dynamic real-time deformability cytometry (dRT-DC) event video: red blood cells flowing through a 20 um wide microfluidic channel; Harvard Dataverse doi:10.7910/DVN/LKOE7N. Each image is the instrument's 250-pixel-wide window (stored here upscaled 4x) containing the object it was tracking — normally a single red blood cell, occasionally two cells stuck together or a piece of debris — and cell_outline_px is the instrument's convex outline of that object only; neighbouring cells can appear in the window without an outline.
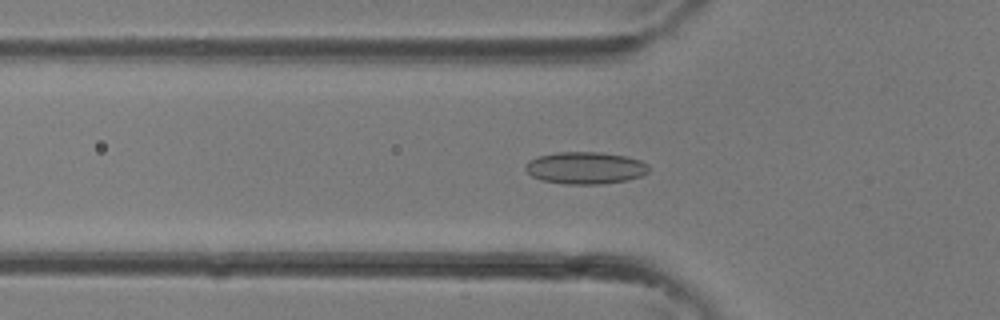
{"species": "common noctule bat (a hibernating species)", "species_latin": "Nyctalus noctula", "temperature_condition": "room temperature", "stored_images_in_passage": 30, "camera_frame_rate_fps": 3000, "um_per_image_px": 0.085, "animal": {"sex": "female"}, "frame": {"image": 1, "passage_image": 7, "time_ms": 2.0, "image_size_px": [1000, 320], "cell_outline_px": [[648, 172], [640, 176], [628, 180], [600, 184], [564, 184], [540, 180], [532, 176], [524, 168], [524, 164], [528, 160], [536, 156], [560, 152], [600, 152], [628, 156], [640, 160], [648, 164]], "centroid_in_image_um": [49.73, 14.27], "position_along_channel_um": 76.1, "area_um2": 23.29}}
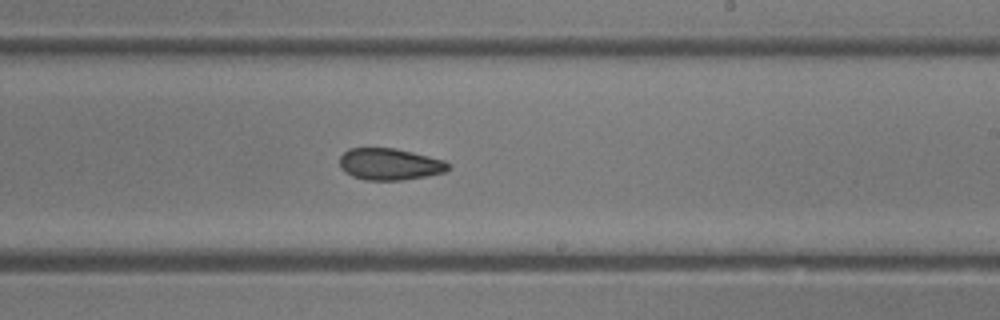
{"frame": {"image": 2, "passage_image": 16, "time_ms": 5.0, "image_size_px": [1000, 320], "cell_outline_px": [[452, 168], [444, 172], [428, 176], [404, 180], [364, 180], [352, 176], [340, 168], [340, 156], [348, 148], [396, 148], [444, 160]], "centroid_in_image_um": [33.12, 13.96], "position_along_channel_um": 255.9, "area_um2": 20.17}}
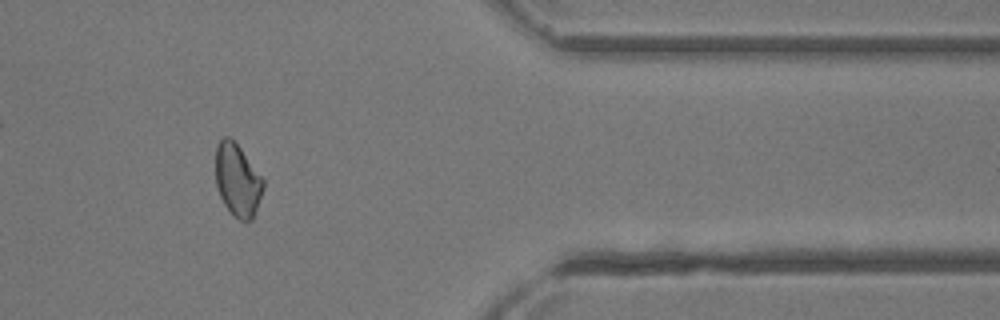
{"frame": {"image": 3, "passage_image": 24, "time_ms": 7.667, "image_size_px": [1000, 320], "cell_outline_px": [[264, 188], [252, 220], [240, 220], [232, 216], [224, 204], [220, 196], [216, 184], [216, 144], [224, 136], [228, 136], [240, 148], [264, 180]], "centroid_in_image_um": [20.18, 15.33], "position_along_channel_um": 391.2, "area_um2": 20.0}}